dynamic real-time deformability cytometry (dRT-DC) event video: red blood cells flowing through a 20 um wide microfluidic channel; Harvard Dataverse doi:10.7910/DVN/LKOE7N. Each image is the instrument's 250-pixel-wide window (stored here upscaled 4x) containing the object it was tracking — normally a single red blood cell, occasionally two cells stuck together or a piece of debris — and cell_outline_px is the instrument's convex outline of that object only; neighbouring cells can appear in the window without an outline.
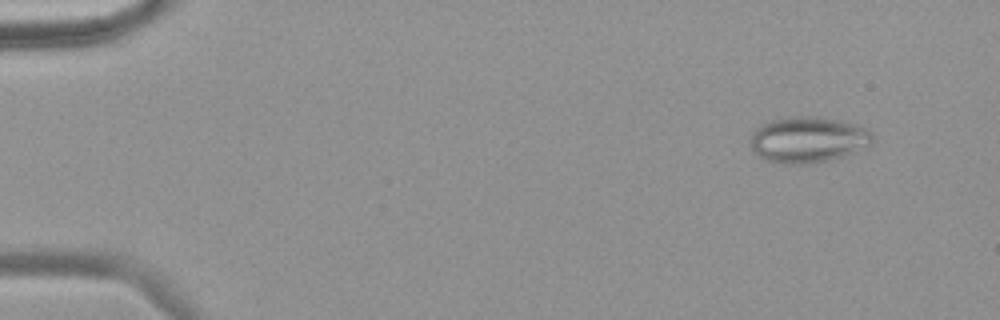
{"species": "common noctule bat (a hibernating species)", "species_latin": "Nyctalus noctula", "temperature_condition": "warm", "stored_images_in_passage": 57, "camera_frame_rate_fps": 3000, "um_per_image_px": 0.085, "animal": {"sex": "female", "body_mass_g": 18.4}, "frame": {"image": 1, "passage_image": 5, "time_ms": 1.333, "image_size_px": [1000, 320], "cell_outline_px": [[872, 144], [868, 148], [828, 160], [808, 164], [772, 164], [764, 160], [752, 152], [752, 132], [760, 124], [768, 120], [796, 116], [820, 116], [840, 120], [856, 124], [864, 128], [872, 136]], "centroid_in_image_um": [68.64, 11.88], "position_along_channel_um": 16.4, "area_um2": 33.18}}
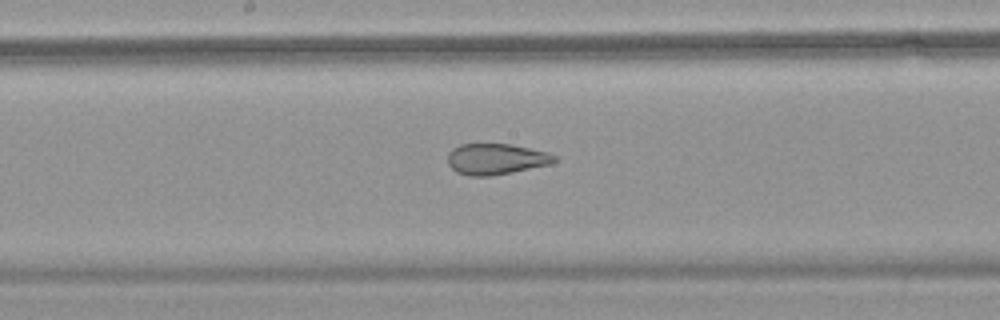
{"frame": {"image": 2, "passage_image": 31, "time_ms": 10.0, "image_size_px": [1000, 320], "cell_outline_px": [[560, 160], [552, 164], [492, 176], [468, 176], [456, 172], [448, 164], [448, 152], [452, 148], [460, 144], [512, 144], [548, 152], [556, 156]], "centroid_in_image_um": [42.18, 13.52], "position_along_channel_um": 206.0, "area_um2": 19.54}}
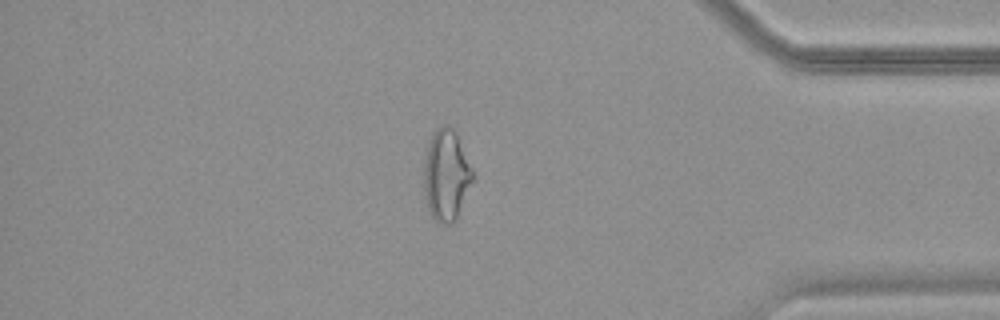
{"frame": {"image": 3, "passage_image": 49, "time_ms": 16.0, "image_size_px": [1000, 320], "cell_outline_px": [[472, 180], [456, 220], [452, 224], [444, 224], [436, 220], [432, 216], [428, 208], [424, 192], [424, 164], [428, 140], [432, 132], [436, 128], [444, 124], [448, 124], [456, 132], [472, 168]], "centroid_in_image_um": [37.91, 14.85], "position_along_channel_um": 397.3, "area_um2": 25.84}, "authors_computed_cell_mechanics": {"area_um2": 26.01, "velocity_mm_per_s": 3.6033, "shape_relaxation_time_tau1_ms": null, "shape_relaxation_time_tau2_ms": 1.1108, "deformation_change_tau1": null, "deformation_change_tau2": 0.0877}}